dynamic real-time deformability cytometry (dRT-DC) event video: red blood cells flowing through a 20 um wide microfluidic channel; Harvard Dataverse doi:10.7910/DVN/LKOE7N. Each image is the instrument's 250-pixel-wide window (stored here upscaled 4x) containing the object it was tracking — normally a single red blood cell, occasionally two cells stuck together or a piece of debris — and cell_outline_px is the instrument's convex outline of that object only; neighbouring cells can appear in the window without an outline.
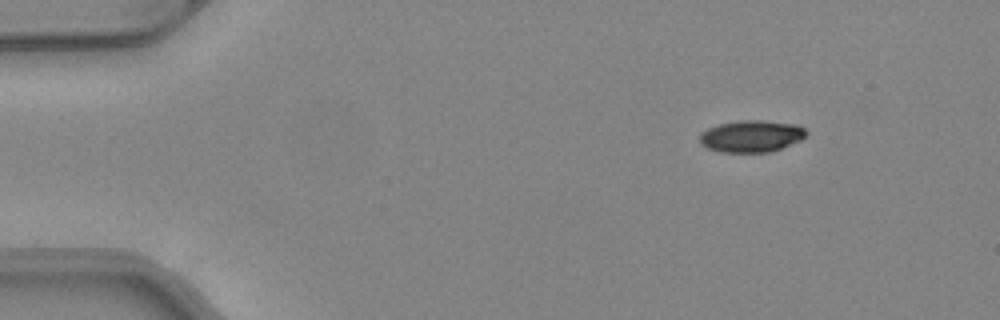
{"species": "common noctule bat (a hibernating species)", "species_latin": "Nyctalus noctula", "temperature_condition": "warm", "stored_images_in_passage": 45, "camera_frame_rate_fps": 3000, "um_per_image_px": 0.085, "animal": {"sex": "female", "body_mass_g": 24.6, "forearm_length_mm": 56.2}, "frame": {"image": 1, "passage_image": 1, "time_ms": 0.0, "image_size_px": [1000, 320], "cell_outline_px": [[808, 132], [800, 140], [772, 152], [720, 152], [708, 148], [700, 144], [700, 132], [708, 128], [720, 124], [740, 120], [764, 120], [796, 124], [804, 128]], "centroid_in_image_um": [63.86, 11.57], "position_along_channel_um": 21.1, "area_um2": 19.83}}
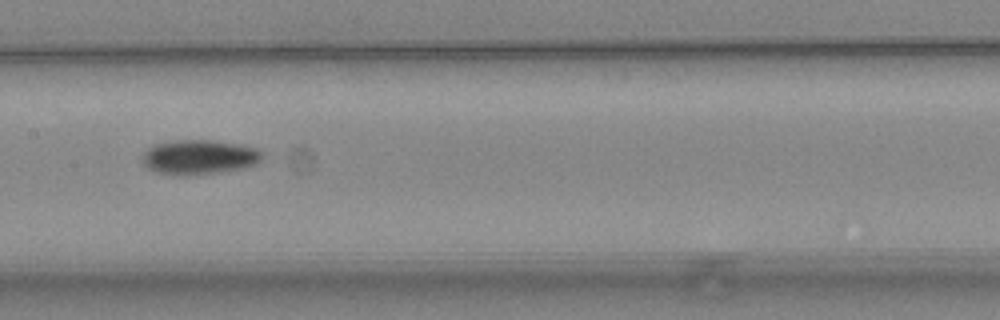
{"frame": {"image": 2, "passage_image": 20, "time_ms": 6.333, "image_size_px": [1000, 320], "cell_outline_px": [[264, 156], [256, 164], [244, 168], [216, 172], [184, 176], [156, 172], [148, 168], [140, 160], [140, 156], [148, 148], [156, 144], [176, 140], [212, 140], [236, 144], [252, 148], [260, 152]], "centroid_in_image_um": [16.87, 13.36], "position_along_channel_um": 190.5, "area_um2": 23.99}}
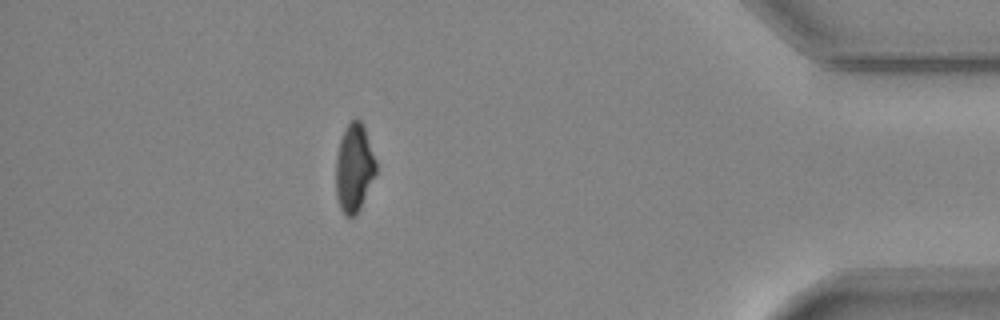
{"frame": {"image": 3, "passage_image": 39, "time_ms": 12.667, "image_size_px": [1000, 320], "cell_outline_px": [[376, 172], [360, 208], [356, 216], [344, 216], [340, 208], [336, 196], [336, 156], [340, 140], [344, 128], [352, 120], [360, 120], [364, 124], [376, 160]], "centroid_in_image_um": [30.09, 14.27], "position_along_channel_um": 405.1, "area_um2": 20.69}, "authors_computed_cell_mechanics": {"area_um2": 21.964, "velocity_mm_per_s": 4.1303, "shape_relaxation_time_tau1_ms": 6.3242, "shape_relaxation_time_tau2_ms": null, "deformation_change_tau1": 0.1637, "deformation_change_tau2": null}}